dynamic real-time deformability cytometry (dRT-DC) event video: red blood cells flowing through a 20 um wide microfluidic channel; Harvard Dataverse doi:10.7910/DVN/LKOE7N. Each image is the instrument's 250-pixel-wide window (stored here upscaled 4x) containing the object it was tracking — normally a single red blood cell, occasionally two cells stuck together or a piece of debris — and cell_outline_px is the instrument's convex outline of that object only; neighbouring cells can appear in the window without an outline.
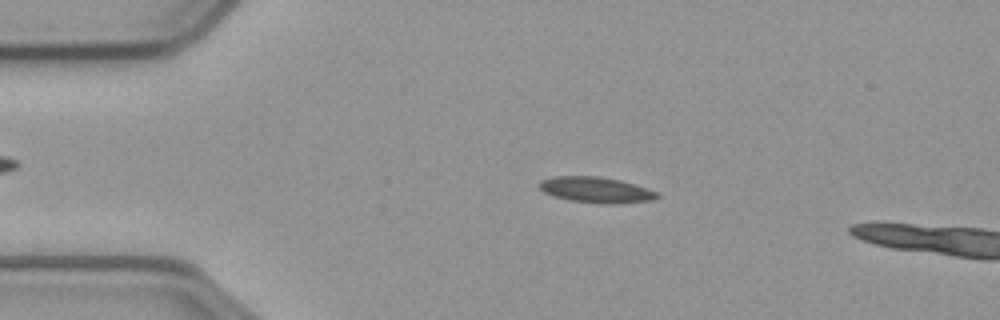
{"species": "common noctule bat (a hibernating species)", "species_latin": "Nyctalus noctula", "temperature_condition": "cold", "stored_images_in_passage": 52, "camera_frame_rate_fps": 3000, "um_per_image_px": 0.085, "animal": {"sex": "male", "body_mass_g": 23.1, "forearm_length_mm": 52.7}, "frame": {"image": 1, "passage_image": 11, "time_ms": 3.333, "image_size_px": [1000, 320], "cell_outline_px": [[660, 196], [652, 200], [612, 204], [572, 200], [552, 196], [544, 192], [536, 184], [540, 180], [552, 176], [596, 176], [620, 180], [660, 192]], "centroid_in_image_um": [50.64, 16.12], "position_along_channel_um": 34.4, "area_um2": 17.63}}
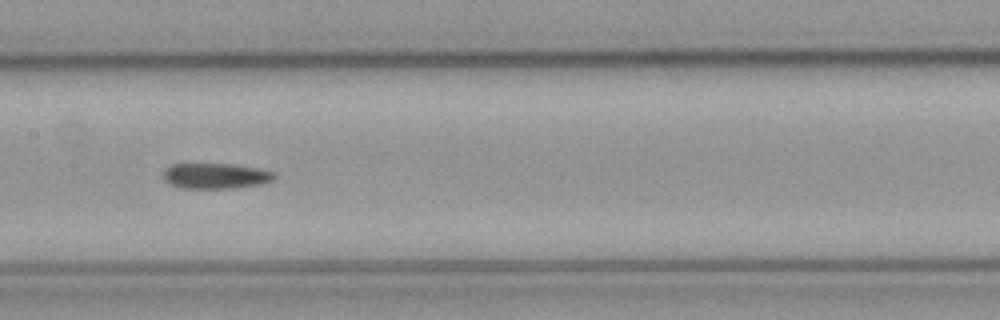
{"frame": {"image": 2, "passage_image": 27, "time_ms": 8.667, "image_size_px": [1000, 320], "cell_outline_px": [[276, 176], [272, 180], [264, 184], [236, 188], [180, 188], [164, 180], [164, 172], [172, 164], [232, 164], [256, 168], [276, 172]], "centroid_in_image_um": [18.38, 14.96], "position_along_channel_um": 189.0, "area_um2": 16.47}}
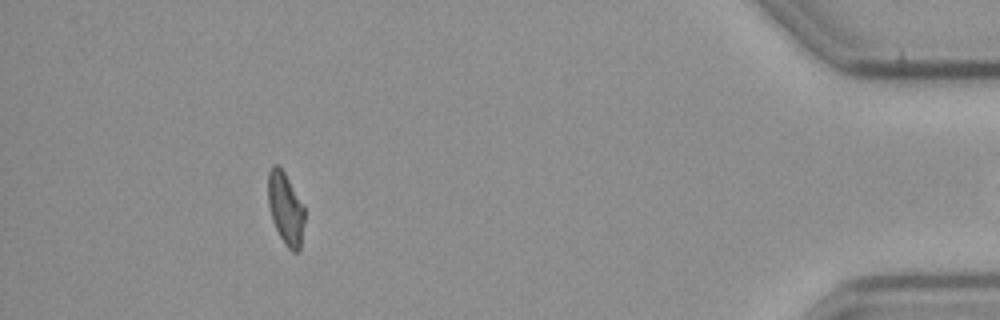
{"frame": {"image": 3, "passage_image": 51, "time_ms": 16.667, "image_size_px": [1000, 320], "cell_outline_px": [[304, 220], [300, 248], [296, 252], [292, 252], [284, 244], [272, 220], [268, 204], [268, 172], [272, 164], [276, 164], [284, 172], [304, 204]], "centroid_in_image_um": [24.27, 17.71], "position_along_channel_um": 410.9, "area_um2": 15.37}}